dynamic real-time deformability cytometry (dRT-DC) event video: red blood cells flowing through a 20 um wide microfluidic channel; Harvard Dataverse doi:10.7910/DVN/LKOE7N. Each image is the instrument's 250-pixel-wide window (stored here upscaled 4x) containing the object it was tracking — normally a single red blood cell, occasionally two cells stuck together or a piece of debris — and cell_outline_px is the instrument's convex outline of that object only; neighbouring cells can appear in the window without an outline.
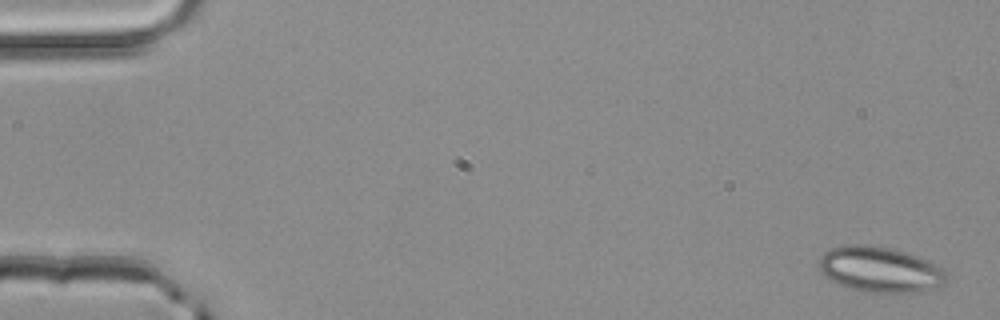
{"species": "common noctule bat (a hibernating species)", "species_latin": "Nyctalus noctula", "temperature_condition": "room temperature", "stored_images_in_passage": 4, "camera_frame_rate_fps": 3000, "um_per_image_px": 0.085, "animal": {"sex": "male", "body_mass_g": 20.4}, "frame": {"image": 1, "passage_image": 1, "time_ms": 0.0, "image_size_px": [1000, 320], "cell_outline_px": [[944, 284], [912, 292], [864, 292], [848, 288], [832, 280], [820, 268], [820, 256], [824, 252], [832, 248], [844, 244], [868, 244], [888, 248], [904, 252], [916, 256], [944, 268]], "centroid_in_image_um": [74.76, 22.89], "position_along_channel_um": 10.2, "area_um2": 33.06}}